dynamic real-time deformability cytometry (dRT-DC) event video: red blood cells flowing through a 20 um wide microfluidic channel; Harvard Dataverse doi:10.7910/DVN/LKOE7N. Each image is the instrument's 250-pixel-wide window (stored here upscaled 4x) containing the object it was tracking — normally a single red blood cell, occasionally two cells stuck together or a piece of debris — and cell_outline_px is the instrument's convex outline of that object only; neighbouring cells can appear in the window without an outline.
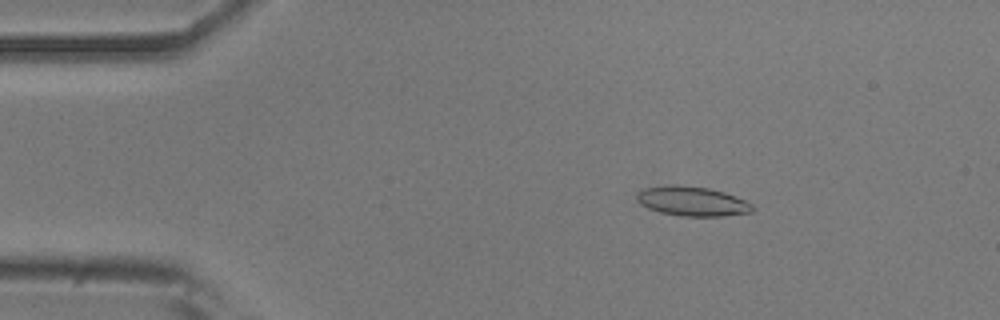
{"species": "common noctule bat (a hibernating species)", "species_latin": "Nyctalus noctula", "temperature_condition": "room temperature", "stored_images_in_passage": 54, "camera_frame_rate_fps": 3000, "um_per_image_px": 0.085, "animal": {"sex": "male", "body_mass_g": 20.5, "forearm_length_mm": 52.5}, "frame": {"image": 1, "passage_image": 9, "time_ms": 2.667, "image_size_px": [1000, 320], "cell_outline_px": [[756, 208], [752, 212], [724, 216], [680, 216], [660, 212], [648, 208], [640, 204], [636, 200], [636, 196], [644, 188], [676, 184], [708, 188], [724, 192], [744, 200], [752, 204]], "centroid_in_image_um": [58.85, 17.11], "position_along_channel_um": 26.2, "area_um2": 19.88}}
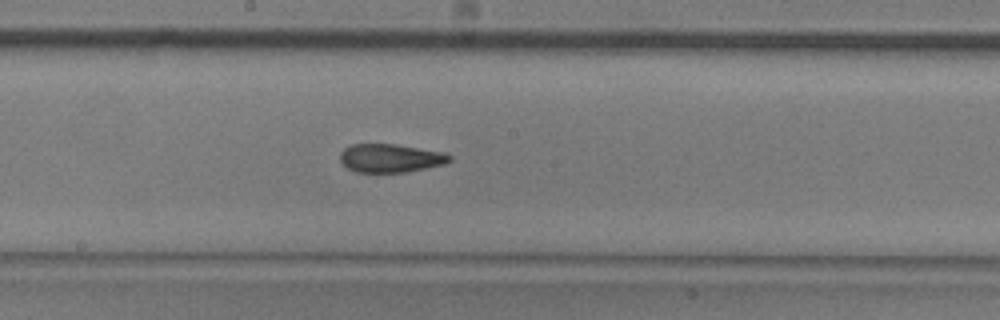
{"frame": {"image": 2, "passage_image": 29, "time_ms": 9.333, "image_size_px": [1000, 320], "cell_outline_px": [[452, 160], [444, 164], [408, 172], [356, 172], [348, 168], [340, 160], [340, 152], [344, 148], [352, 144], [396, 144], [444, 152], [452, 156]], "centroid_in_image_um": [33.2, 13.44], "position_along_channel_um": 215.0, "area_um2": 18.21}}
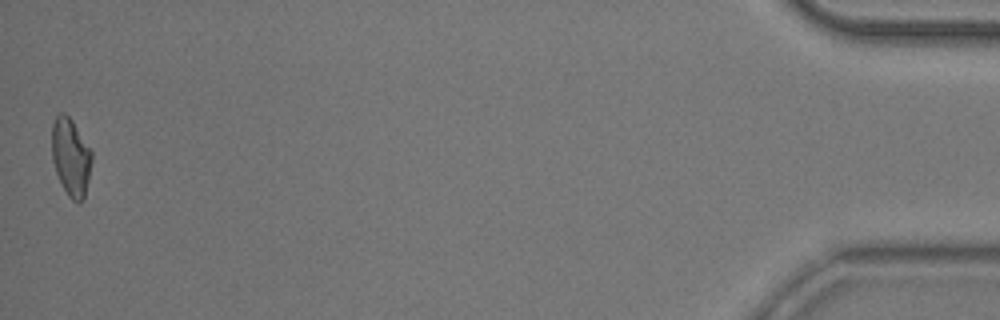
{"frame": {"image": 3, "passage_image": 54, "time_ms": 17.667, "image_size_px": [1000, 320], "cell_outline_px": [[92, 160], [84, 200], [80, 204], [72, 200], [68, 196], [56, 172], [52, 160], [52, 124], [56, 116], [60, 112], [64, 112], [72, 120], [92, 152]], "centroid_in_image_um": [6.02, 13.36], "position_along_channel_um": 429.2, "area_um2": 18.03}, "authors_computed_cell_mechanics": {"area_um2": 18.8428, "velocity_mm_per_s": 3.7142, "shape_relaxation_time_tau1_ms": null, "shape_relaxation_time_tau2_ms": 2.6791, "deformation_change_tau1": null, "deformation_change_tau2": 0.0913}}